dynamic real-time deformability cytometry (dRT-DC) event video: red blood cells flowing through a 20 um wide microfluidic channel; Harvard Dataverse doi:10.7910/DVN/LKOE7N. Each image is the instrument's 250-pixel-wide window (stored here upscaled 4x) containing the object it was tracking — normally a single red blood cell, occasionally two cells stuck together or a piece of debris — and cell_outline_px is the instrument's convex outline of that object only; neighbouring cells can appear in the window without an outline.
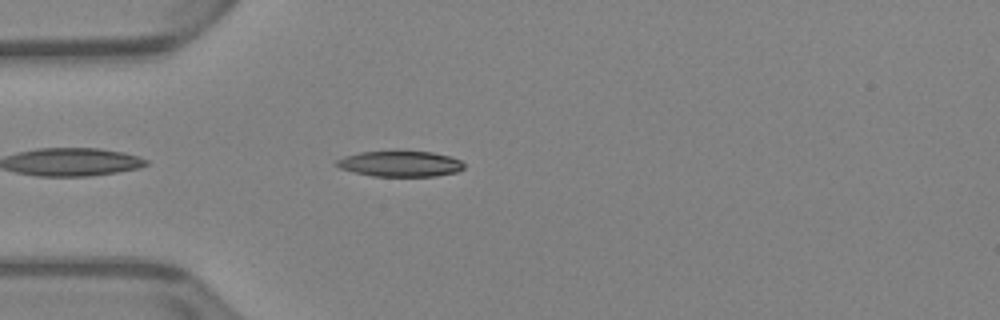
{"species": "Egyptian fruit bat (a non-hibernating species)", "species_latin": "Rousettus aegyptiacus", "temperature_condition": "warm", "stored_images_in_passage": 18, "camera_frame_rate_fps": 3000, "um_per_image_px": 0.085, "animal": {"sex": "female"}, "frame": {"image": 1, "passage_image": 4, "time_ms": 1.0, "image_size_px": [1000, 320], "cell_outline_px": [[464, 168], [456, 172], [436, 176], [372, 176], [340, 168], [336, 164], [336, 160], [344, 156], [360, 152], [396, 148], [432, 152], [448, 156], [460, 160], [464, 164]], "centroid_in_image_um": [34.0, 13.87], "position_along_channel_um": 51.0, "area_um2": 19.77}}